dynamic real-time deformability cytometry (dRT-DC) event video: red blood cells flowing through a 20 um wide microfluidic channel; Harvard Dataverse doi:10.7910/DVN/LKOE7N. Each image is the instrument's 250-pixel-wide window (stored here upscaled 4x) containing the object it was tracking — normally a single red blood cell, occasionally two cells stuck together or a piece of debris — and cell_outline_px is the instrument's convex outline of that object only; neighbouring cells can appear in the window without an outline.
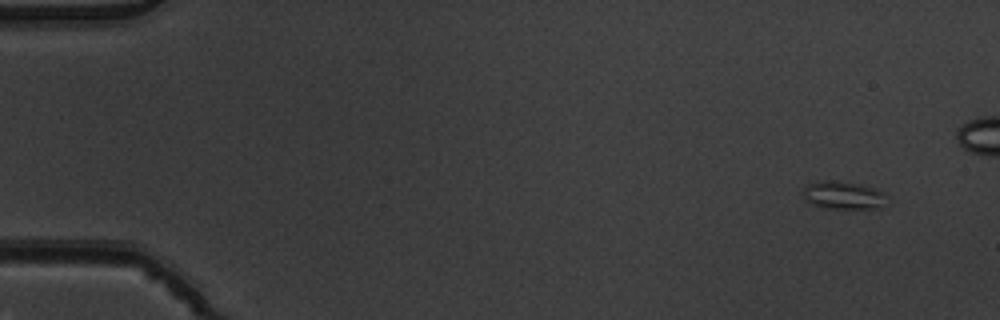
{"species": "common noctule bat (a hibernating species)", "species_latin": "Nyctalus noctula", "temperature_condition": "warm", "stored_images_in_passage": 6, "camera_frame_rate_fps": 3000, "um_per_image_px": 0.085, "animal": {"sex": "male", "body_mass_g": 19.5, "forearm_length_mm": 54.6}, "frame": {"image": 1, "passage_image": 1, "time_ms": 0.0, "image_size_px": [1000, 320], "cell_outline_px": [[880, 204], [876, 208], [824, 208], [808, 204], [800, 192], [804, 184], [824, 180], [832, 180], [860, 184], [872, 188], [880, 192]], "centroid_in_image_um": [71.42, 16.58], "position_along_channel_um": 13.6, "area_um2": 13.29}}